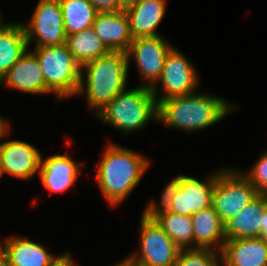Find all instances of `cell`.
Segmentation results:
<instances>
[{"instance_id":"6da1fadb","label":"cell","mask_w":267,"mask_h":266,"mask_svg":"<svg viewBox=\"0 0 267 266\" xmlns=\"http://www.w3.org/2000/svg\"><path fill=\"white\" fill-rule=\"evenodd\" d=\"M95 180L110 206H117L141 181L150 160L135 151L109 144L101 155Z\"/></svg>"},{"instance_id":"7a4b0ae2","label":"cell","mask_w":267,"mask_h":266,"mask_svg":"<svg viewBox=\"0 0 267 266\" xmlns=\"http://www.w3.org/2000/svg\"><path fill=\"white\" fill-rule=\"evenodd\" d=\"M236 108L220 97L195 91L162 101L157 121L188 133L196 132L221 121Z\"/></svg>"},{"instance_id":"3957f363","label":"cell","mask_w":267,"mask_h":266,"mask_svg":"<svg viewBox=\"0 0 267 266\" xmlns=\"http://www.w3.org/2000/svg\"><path fill=\"white\" fill-rule=\"evenodd\" d=\"M129 62L126 53L109 52L81 66L78 95L86 93L87 104L95 115L126 88Z\"/></svg>"},{"instance_id":"277c9868","label":"cell","mask_w":267,"mask_h":266,"mask_svg":"<svg viewBox=\"0 0 267 266\" xmlns=\"http://www.w3.org/2000/svg\"><path fill=\"white\" fill-rule=\"evenodd\" d=\"M139 87L119 93L96 116L103 123L130 133L142 129L150 119L158 120V104L151 88Z\"/></svg>"},{"instance_id":"5b68a950","label":"cell","mask_w":267,"mask_h":266,"mask_svg":"<svg viewBox=\"0 0 267 266\" xmlns=\"http://www.w3.org/2000/svg\"><path fill=\"white\" fill-rule=\"evenodd\" d=\"M34 49L32 53L40 64L46 87L60 100L78 95L81 66L66 43Z\"/></svg>"},{"instance_id":"8992f818","label":"cell","mask_w":267,"mask_h":266,"mask_svg":"<svg viewBox=\"0 0 267 266\" xmlns=\"http://www.w3.org/2000/svg\"><path fill=\"white\" fill-rule=\"evenodd\" d=\"M259 193L251 181L240 171L221 169L217 171L212 190V203L224 223L234 218Z\"/></svg>"},{"instance_id":"52a82bcc","label":"cell","mask_w":267,"mask_h":266,"mask_svg":"<svg viewBox=\"0 0 267 266\" xmlns=\"http://www.w3.org/2000/svg\"><path fill=\"white\" fill-rule=\"evenodd\" d=\"M140 220V252L132 253V260L144 266H173L180 248L163 231L154 218L144 214Z\"/></svg>"},{"instance_id":"ba28073f","label":"cell","mask_w":267,"mask_h":266,"mask_svg":"<svg viewBox=\"0 0 267 266\" xmlns=\"http://www.w3.org/2000/svg\"><path fill=\"white\" fill-rule=\"evenodd\" d=\"M177 49L173 47L168 52L162 74L157 83L151 88L158 105L169 98L195 92L199 84V75L192 62ZM159 82L161 83V91H163L164 95L158 98L157 84Z\"/></svg>"},{"instance_id":"9c48e42d","label":"cell","mask_w":267,"mask_h":266,"mask_svg":"<svg viewBox=\"0 0 267 266\" xmlns=\"http://www.w3.org/2000/svg\"><path fill=\"white\" fill-rule=\"evenodd\" d=\"M28 46L35 40L36 47L66 43L62 9L59 0H39L28 24H22ZM35 37V38H34Z\"/></svg>"},{"instance_id":"30bf717a","label":"cell","mask_w":267,"mask_h":266,"mask_svg":"<svg viewBox=\"0 0 267 266\" xmlns=\"http://www.w3.org/2000/svg\"><path fill=\"white\" fill-rule=\"evenodd\" d=\"M173 48L161 35L134 38L126 52L134 58L140 79L152 88L160 78L168 52ZM144 79V80H143Z\"/></svg>"},{"instance_id":"8fae6325","label":"cell","mask_w":267,"mask_h":266,"mask_svg":"<svg viewBox=\"0 0 267 266\" xmlns=\"http://www.w3.org/2000/svg\"><path fill=\"white\" fill-rule=\"evenodd\" d=\"M42 154L30 143L20 140L0 143V165L3 174L30 180L40 170Z\"/></svg>"},{"instance_id":"7c38bea8","label":"cell","mask_w":267,"mask_h":266,"mask_svg":"<svg viewBox=\"0 0 267 266\" xmlns=\"http://www.w3.org/2000/svg\"><path fill=\"white\" fill-rule=\"evenodd\" d=\"M216 177L217 172H214L207 181L203 182L192 176L182 174L181 187L168 211L184 216H192L211 206L212 190Z\"/></svg>"},{"instance_id":"4fadbf2b","label":"cell","mask_w":267,"mask_h":266,"mask_svg":"<svg viewBox=\"0 0 267 266\" xmlns=\"http://www.w3.org/2000/svg\"><path fill=\"white\" fill-rule=\"evenodd\" d=\"M92 28L110 52L126 53L134 39L125 10L98 12Z\"/></svg>"},{"instance_id":"5bb4252c","label":"cell","mask_w":267,"mask_h":266,"mask_svg":"<svg viewBox=\"0 0 267 266\" xmlns=\"http://www.w3.org/2000/svg\"><path fill=\"white\" fill-rule=\"evenodd\" d=\"M11 89L30 94H51L46 87L37 57L29 50L8 70L0 80Z\"/></svg>"},{"instance_id":"9a60e30c","label":"cell","mask_w":267,"mask_h":266,"mask_svg":"<svg viewBox=\"0 0 267 266\" xmlns=\"http://www.w3.org/2000/svg\"><path fill=\"white\" fill-rule=\"evenodd\" d=\"M82 166L85 164L76 163L66 154H55L47 159L41 158L39 175L49 192L62 193L74 185Z\"/></svg>"},{"instance_id":"2e32d148","label":"cell","mask_w":267,"mask_h":266,"mask_svg":"<svg viewBox=\"0 0 267 266\" xmlns=\"http://www.w3.org/2000/svg\"><path fill=\"white\" fill-rule=\"evenodd\" d=\"M267 207V194L259 193L234 218L225 221L226 240L261 237L262 212Z\"/></svg>"},{"instance_id":"e0dca14e","label":"cell","mask_w":267,"mask_h":266,"mask_svg":"<svg viewBox=\"0 0 267 266\" xmlns=\"http://www.w3.org/2000/svg\"><path fill=\"white\" fill-rule=\"evenodd\" d=\"M222 266H267V242L261 238L226 240Z\"/></svg>"},{"instance_id":"ac0fdd59","label":"cell","mask_w":267,"mask_h":266,"mask_svg":"<svg viewBox=\"0 0 267 266\" xmlns=\"http://www.w3.org/2000/svg\"><path fill=\"white\" fill-rule=\"evenodd\" d=\"M0 250L10 266H49L57 257L44 246L19 236L5 238L3 243L0 242Z\"/></svg>"},{"instance_id":"d6986e66","label":"cell","mask_w":267,"mask_h":266,"mask_svg":"<svg viewBox=\"0 0 267 266\" xmlns=\"http://www.w3.org/2000/svg\"><path fill=\"white\" fill-rule=\"evenodd\" d=\"M166 0H141L125 9L133 38L158 36L157 27L166 13Z\"/></svg>"},{"instance_id":"ffe728a7","label":"cell","mask_w":267,"mask_h":266,"mask_svg":"<svg viewBox=\"0 0 267 266\" xmlns=\"http://www.w3.org/2000/svg\"><path fill=\"white\" fill-rule=\"evenodd\" d=\"M194 230V248H210L222 251L226 241L224 224L213 206L191 216ZM215 246V247H214Z\"/></svg>"},{"instance_id":"44dd1931","label":"cell","mask_w":267,"mask_h":266,"mask_svg":"<svg viewBox=\"0 0 267 266\" xmlns=\"http://www.w3.org/2000/svg\"><path fill=\"white\" fill-rule=\"evenodd\" d=\"M0 16V80L25 54L28 41L21 23H6Z\"/></svg>"},{"instance_id":"7402d4cb","label":"cell","mask_w":267,"mask_h":266,"mask_svg":"<svg viewBox=\"0 0 267 266\" xmlns=\"http://www.w3.org/2000/svg\"><path fill=\"white\" fill-rule=\"evenodd\" d=\"M66 45L80 66L110 52L92 27L67 35Z\"/></svg>"},{"instance_id":"603a6c76","label":"cell","mask_w":267,"mask_h":266,"mask_svg":"<svg viewBox=\"0 0 267 266\" xmlns=\"http://www.w3.org/2000/svg\"><path fill=\"white\" fill-rule=\"evenodd\" d=\"M66 35L92 27L98 14L89 0H59Z\"/></svg>"},{"instance_id":"cb8c5ba5","label":"cell","mask_w":267,"mask_h":266,"mask_svg":"<svg viewBox=\"0 0 267 266\" xmlns=\"http://www.w3.org/2000/svg\"><path fill=\"white\" fill-rule=\"evenodd\" d=\"M154 219L180 249H194V230L191 216L164 211L156 215Z\"/></svg>"},{"instance_id":"d4e9b609","label":"cell","mask_w":267,"mask_h":266,"mask_svg":"<svg viewBox=\"0 0 267 266\" xmlns=\"http://www.w3.org/2000/svg\"><path fill=\"white\" fill-rule=\"evenodd\" d=\"M222 253L210 248L180 249L173 266H222Z\"/></svg>"},{"instance_id":"484cf974","label":"cell","mask_w":267,"mask_h":266,"mask_svg":"<svg viewBox=\"0 0 267 266\" xmlns=\"http://www.w3.org/2000/svg\"><path fill=\"white\" fill-rule=\"evenodd\" d=\"M182 174L176 176L171 180L161 193L160 205L157 202L151 201L143 211V214L148 218H154L161 212L168 211L176 193L181 187Z\"/></svg>"},{"instance_id":"4316f807","label":"cell","mask_w":267,"mask_h":266,"mask_svg":"<svg viewBox=\"0 0 267 266\" xmlns=\"http://www.w3.org/2000/svg\"><path fill=\"white\" fill-rule=\"evenodd\" d=\"M254 185L258 193L267 194V152L256 161L247 173H243Z\"/></svg>"},{"instance_id":"83f0119b","label":"cell","mask_w":267,"mask_h":266,"mask_svg":"<svg viewBox=\"0 0 267 266\" xmlns=\"http://www.w3.org/2000/svg\"><path fill=\"white\" fill-rule=\"evenodd\" d=\"M99 12L124 10L119 0H89Z\"/></svg>"},{"instance_id":"f1b7e54d","label":"cell","mask_w":267,"mask_h":266,"mask_svg":"<svg viewBox=\"0 0 267 266\" xmlns=\"http://www.w3.org/2000/svg\"><path fill=\"white\" fill-rule=\"evenodd\" d=\"M49 266H78L72 260L70 253H65L59 257H56Z\"/></svg>"},{"instance_id":"f546056e","label":"cell","mask_w":267,"mask_h":266,"mask_svg":"<svg viewBox=\"0 0 267 266\" xmlns=\"http://www.w3.org/2000/svg\"><path fill=\"white\" fill-rule=\"evenodd\" d=\"M261 238L267 242V207L262 212Z\"/></svg>"},{"instance_id":"4dcf8cb0","label":"cell","mask_w":267,"mask_h":266,"mask_svg":"<svg viewBox=\"0 0 267 266\" xmlns=\"http://www.w3.org/2000/svg\"><path fill=\"white\" fill-rule=\"evenodd\" d=\"M114 266H144V265H141L136 261L132 260L130 257H127L126 259L120 261V263L115 264Z\"/></svg>"},{"instance_id":"1f68e13d","label":"cell","mask_w":267,"mask_h":266,"mask_svg":"<svg viewBox=\"0 0 267 266\" xmlns=\"http://www.w3.org/2000/svg\"><path fill=\"white\" fill-rule=\"evenodd\" d=\"M9 122L6 121L1 127H0V140L8 135L10 133V126Z\"/></svg>"},{"instance_id":"d6a6232c","label":"cell","mask_w":267,"mask_h":266,"mask_svg":"<svg viewBox=\"0 0 267 266\" xmlns=\"http://www.w3.org/2000/svg\"><path fill=\"white\" fill-rule=\"evenodd\" d=\"M120 6L125 10L126 8L138 3L141 0H119Z\"/></svg>"},{"instance_id":"836d02e7","label":"cell","mask_w":267,"mask_h":266,"mask_svg":"<svg viewBox=\"0 0 267 266\" xmlns=\"http://www.w3.org/2000/svg\"><path fill=\"white\" fill-rule=\"evenodd\" d=\"M0 266H10L7 257L0 250Z\"/></svg>"},{"instance_id":"e575fe53","label":"cell","mask_w":267,"mask_h":266,"mask_svg":"<svg viewBox=\"0 0 267 266\" xmlns=\"http://www.w3.org/2000/svg\"><path fill=\"white\" fill-rule=\"evenodd\" d=\"M6 122L5 119H3V117H0V127Z\"/></svg>"},{"instance_id":"d590c367","label":"cell","mask_w":267,"mask_h":266,"mask_svg":"<svg viewBox=\"0 0 267 266\" xmlns=\"http://www.w3.org/2000/svg\"><path fill=\"white\" fill-rule=\"evenodd\" d=\"M2 175H3V170H2V167L0 165V178L2 177Z\"/></svg>"}]
</instances>
